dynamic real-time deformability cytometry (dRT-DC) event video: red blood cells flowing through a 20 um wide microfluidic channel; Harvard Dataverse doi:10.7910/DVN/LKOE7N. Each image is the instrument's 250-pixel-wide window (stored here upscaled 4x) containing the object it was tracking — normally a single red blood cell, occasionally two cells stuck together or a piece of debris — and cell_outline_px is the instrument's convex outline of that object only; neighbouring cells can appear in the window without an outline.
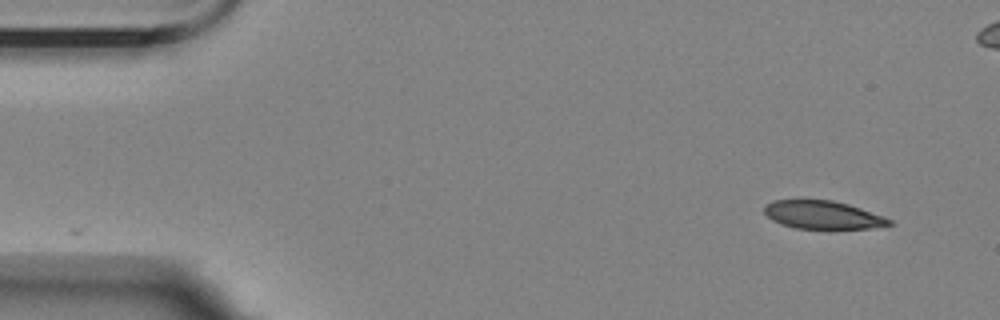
{"species": "Egyptian fruit bat (a non-hibernating species)", "species_latin": "Rousettus aegyptiacus", "temperature_condition": "room temperature", "stored_images_in_passage": 7, "camera_frame_rate_fps": 3000, "um_per_image_px": 0.085, "animal": {"sex": "female"}, "frame": {"image": 1, "passage_image": 1, "time_ms": 0.0, "image_size_px": [1000, 320], "cell_outline_px": [[892, 224], [868, 228], [796, 228], [772, 220], [764, 212], [764, 208], [772, 200], [804, 196], [832, 200], [848, 204], [884, 216], [892, 220]], "centroid_in_image_um": [69.87, 18.2], "position_along_channel_um": 15.1, "area_um2": 20.92}}